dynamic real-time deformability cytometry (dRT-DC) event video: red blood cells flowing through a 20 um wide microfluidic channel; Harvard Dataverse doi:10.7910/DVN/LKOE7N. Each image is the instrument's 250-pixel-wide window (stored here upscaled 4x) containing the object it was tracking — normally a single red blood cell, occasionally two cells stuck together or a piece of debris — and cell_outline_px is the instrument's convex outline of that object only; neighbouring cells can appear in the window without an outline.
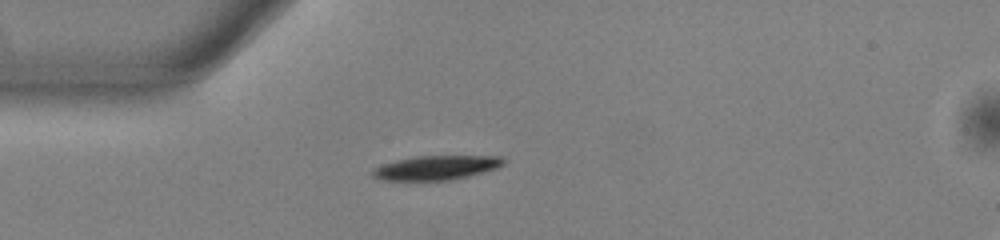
{"species": "common noctule bat (a hibernating species)", "species_latin": "Nyctalus noctula", "temperature_condition": "warm", "stored_images_in_passage": 39, "camera_frame_rate_fps": 3000, "um_per_image_px": 0.085, "animal": {"sex": "male", "body_mass_g": 13.0, "forearm_length_mm": 53.1}, "frame": {"image": 1, "passage_image": 1, "time_ms": 0.0, "image_size_px": [1000, 240], "cell_outline_px": [[504, 164], [496, 168], [468, 176], [448, 180], [380, 180], [372, 176], [372, 168], [396, 160], [416, 156], [504, 156]], "centroid_in_image_um": [37.06, 14.25], "position_along_channel_um": 47.9, "area_um2": 18.38}}
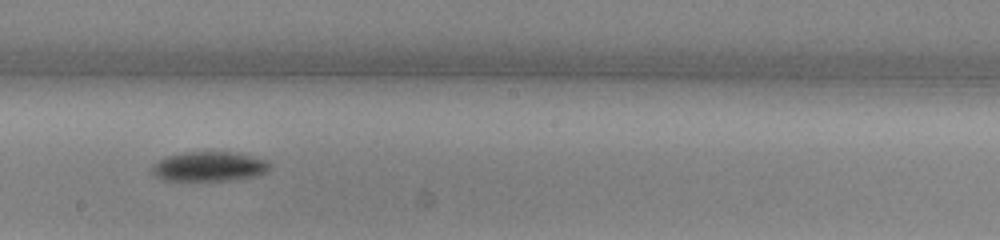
{"frame": {"image": 2, "passage_image": 16, "time_ms": 5.0, "image_size_px": [1000, 240], "cell_outline_px": [[272, 168], [268, 172], [256, 176], [228, 180], [164, 180], [156, 176], [152, 172], [152, 164], [164, 156], [184, 152], [236, 152], [268, 160], [272, 164]], "centroid_in_image_um": [17.82, 14.14], "position_along_channel_um": 230.4, "area_um2": 20.58}}
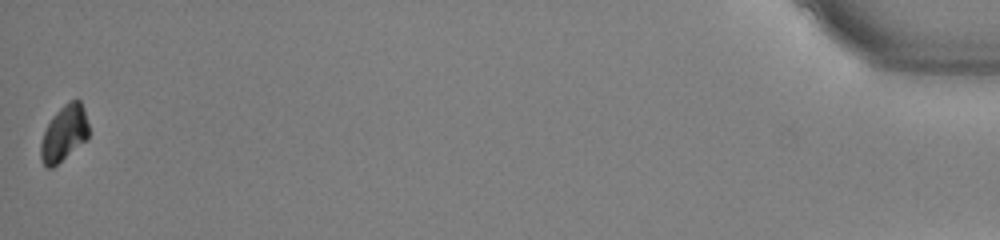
{"frame": {"image": 3, "passage_image": 39, "time_ms": 12.667, "image_size_px": [1000, 240], "cell_outline_px": [[88, 136], [84, 140], [52, 168], [48, 168], [44, 164], [40, 156], [40, 144], [44, 132], [52, 116], [64, 104], [76, 96], [80, 100], [84, 108], [88, 124]], "centroid_in_image_um": [5.44, 11.27], "position_along_channel_um": 429.8, "area_um2": 15.32}, "authors_computed_cell_mechanics": {"area_um2": 19.4208, "velocity_mm_per_s": 3.925, "shape_relaxation_time_tau1_ms": 1.5914, "shape_relaxation_time_tau2_ms": null, "deformation_change_tau1": 0.0976, "deformation_change_tau2": null}}